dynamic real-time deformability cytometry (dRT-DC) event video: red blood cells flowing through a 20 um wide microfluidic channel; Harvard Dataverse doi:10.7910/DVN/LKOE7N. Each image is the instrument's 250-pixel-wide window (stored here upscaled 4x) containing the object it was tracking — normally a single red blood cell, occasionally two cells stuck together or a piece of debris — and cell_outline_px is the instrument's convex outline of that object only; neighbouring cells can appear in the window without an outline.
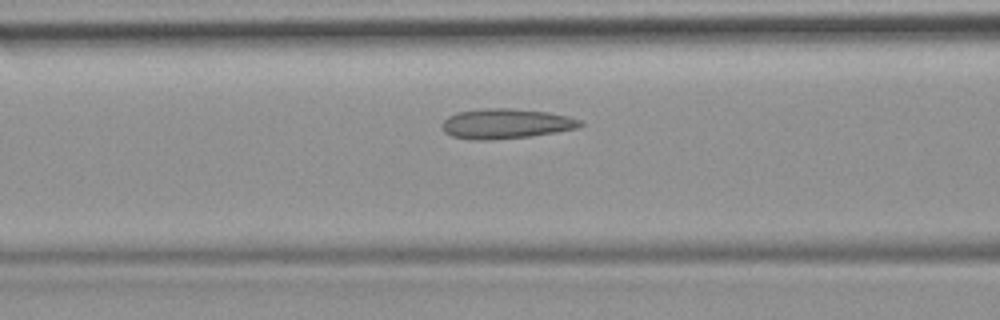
{"species": "common noctule bat (a hibernating species)", "species_latin": "Nyctalus noctula", "temperature_condition": "room temperature", "stored_images_in_passage": 26, "camera_frame_rate_fps": 3000, "um_per_image_px": 0.085, "animal": {"sex": "female", "body_mass_g": 19.9}, "frame": {"image": 1, "passage_image": 5, "time_ms": 1.333, "image_size_px": [1000, 320], "cell_outline_px": [[584, 124], [576, 128], [556, 132], [528, 136], [484, 140], [476, 140], [452, 136], [444, 132], [440, 124], [448, 116], [456, 112], [480, 108], [512, 108], [548, 112], [568, 116], [580, 120]], "centroid_in_image_um": [42.96, 10.5], "position_along_channel_um": 123.6, "area_um2": 24.1}}
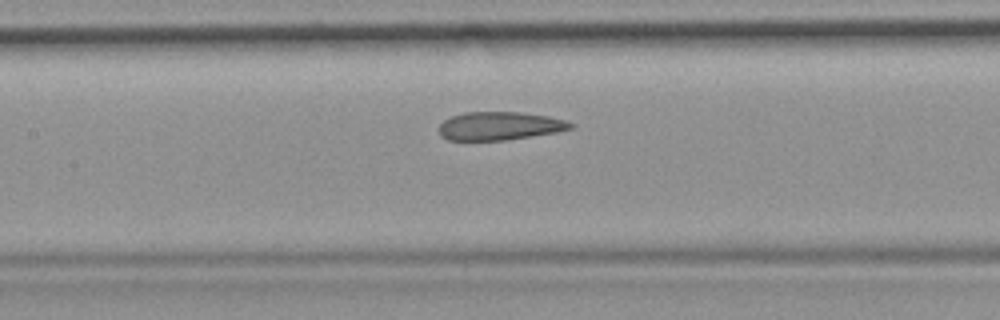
{"frame": {"image": 2, "passage_image": 8, "time_ms": 2.333, "image_size_px": [1000, 320], "cell_outline_px": [[576, 124], [572, 128], [556, 132], [508, 140], [448, 140], [440, 136], [440, 124], [444, 120], [452, 116], [464, 112], [520, 112], [548, 116], [564, 120]], "centroid_in_image_um": [42.47, 10.7], "position_along_channel_um": 164.9, "area_um2": 21.68}}